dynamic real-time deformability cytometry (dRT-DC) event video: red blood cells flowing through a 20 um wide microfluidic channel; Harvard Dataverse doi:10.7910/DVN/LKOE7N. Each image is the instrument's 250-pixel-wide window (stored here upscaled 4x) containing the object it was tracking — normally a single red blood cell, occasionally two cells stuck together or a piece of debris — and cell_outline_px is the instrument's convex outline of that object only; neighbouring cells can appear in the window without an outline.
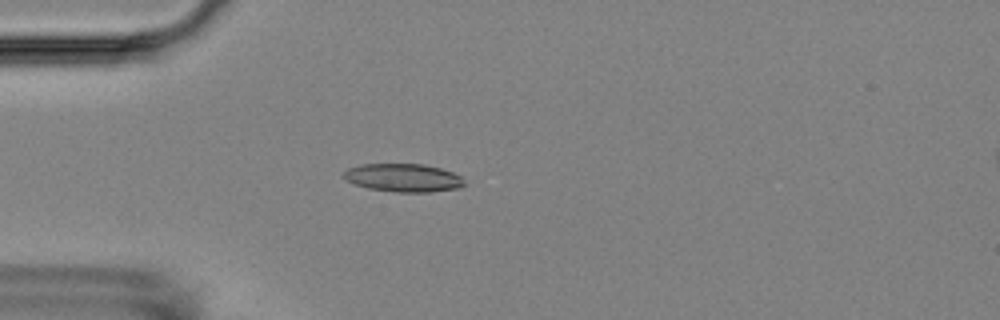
{"species": "Egyptian fruit bat (a non-hibernating species)", "species_latin": "Rousettus aegyptiacus", "temperature_condition": "room temperature", "stored_images_in_passage": 4, "camera_frame_rate_fps": 3000, "um_per_image_px": 0.085, "animal": {"sex": "female"}, "frame": {"image": 1, "passage_image": 4, "time_ms": 3.333, "image_size_px": [1000, 320], "cell_outline_px": [[464, 184], [460, 188], [428, 192], [396, 192], [368, 188], [344, 180], [344, 172], [348, 168], [360, 164], [424, 164], [440, 168], [452, 172], [460, 176], [464, 180]], "centroid_in_image_um": [34.28, 15.11], "position_along_channel_um": 50.7, "area_um2": 19.77}}